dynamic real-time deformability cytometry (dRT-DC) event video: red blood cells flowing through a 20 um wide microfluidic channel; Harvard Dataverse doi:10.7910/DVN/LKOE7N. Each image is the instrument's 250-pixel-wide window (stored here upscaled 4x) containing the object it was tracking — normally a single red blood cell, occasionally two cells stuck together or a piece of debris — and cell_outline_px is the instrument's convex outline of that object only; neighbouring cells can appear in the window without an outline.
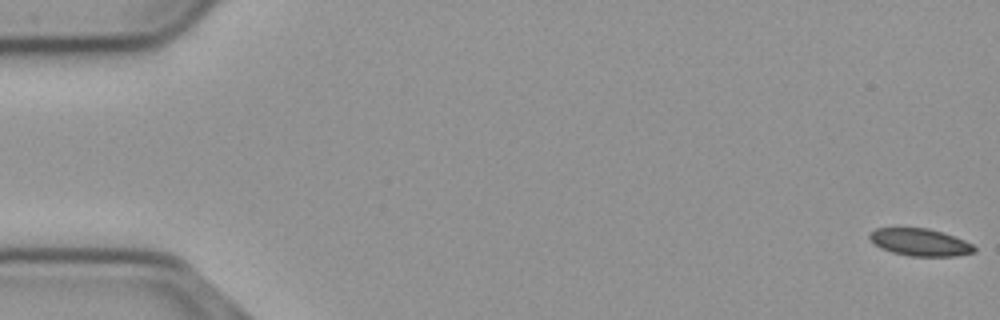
{"species": "common noctule bat (a hibernating species)", "species_latin": "Nyctalus noctula", "temperature_condition": "cold", "stored_images_in_passage": 56, "camera_frame_rate_fps": 3000, "um_per_image_px": 0.085, "animal": {"sex": "male", "body_mass_g": 23.1, "forearm_length_mm": 52.7}, "frame": {"image": 1, "passage_image": 1, "time_ms": 0.0, "image_size_px": [1000, 320], "cell_outline_px": [[976, 252], [956, 256], [912, 256], [892, 252], [880, 248], [868, 236], [876, 228], [928, 228], [944, 232], [964, 240], [972, 244], [976, 248]], "centroid_in_image_um": [78.25, 20.59], "position_along_channel_um": 6.8, "area_um2": 16.59}}
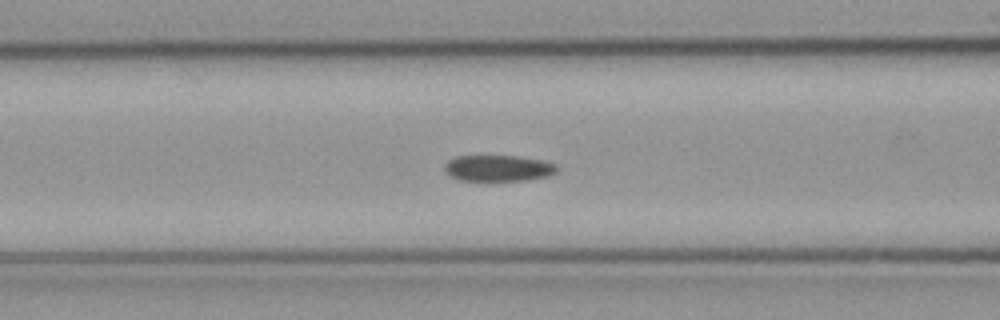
{"frame": {"image": 2, "passage_image": 23, "time_ms": 7.333, "image_size_px": [1000, 320], "cell_outline_px": [[556, 172], [548, 176], [528, 180], [460, 180], [444, 172], [444, 164], [448, 160], [456, 156], [520, 156], [544, 160], [556, 164]], "centroid_in_image_um": [42.35, 14.28], "position_along_channel_um": 124.3, "area_um2": 17.17}}
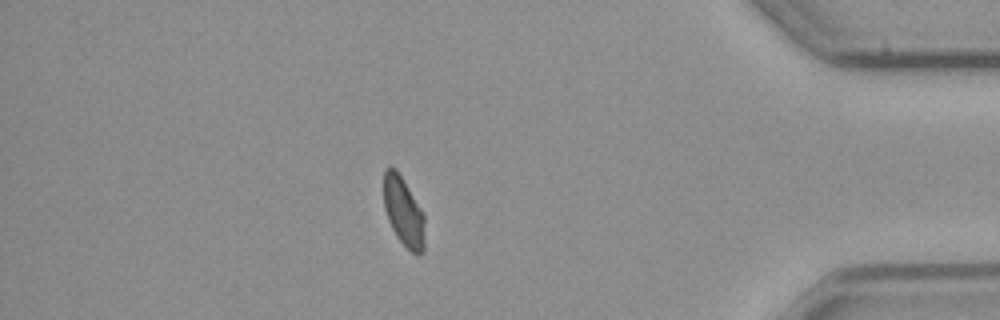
{"frame": {"image": 3, "passage_image": 49, "time_ms": 16.0, "image_size_px": [1000, 320], "cell_outline_px": [[424, 252], [416, 256], [396, 236], [388, 220], [384, 208], [384, 172], [388, 168], [396, 168], [424, 212]], "centroid_in_image_um": [34.32, 18.01], "position_along_channel_um": 400.9, "area_um2": 16.53}, "authors_computed_cell_mechanics": {"area_um2": 17.6579, "velocity_mm_per_s": 3.6823, "shape_relaxation_time_tau1_ms": null, "shape_relaxation_time_tau2_ms": 3.2393, "deformation_change_tau1": null, "deformation_change_tau2": 0.0611}}